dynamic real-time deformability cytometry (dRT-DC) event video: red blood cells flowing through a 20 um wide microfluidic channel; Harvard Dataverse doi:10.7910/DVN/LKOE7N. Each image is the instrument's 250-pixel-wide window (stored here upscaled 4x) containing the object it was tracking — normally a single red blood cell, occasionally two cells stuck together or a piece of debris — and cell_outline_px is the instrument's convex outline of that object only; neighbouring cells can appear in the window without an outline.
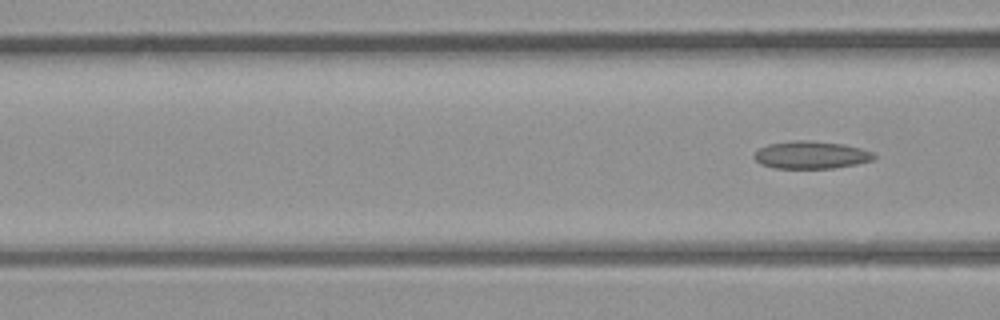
{"species": "common noctule bat (a hibernating species)", "species_latin": "Nyctalus noctula", "temperature_condition": "room temperature", "stored_images_in_passage": 5, "camera_frame_rate_fps": 3000, "um_per_image_px": 0.085, "animal": {"sex": "male", "body_mass_g": 23.1, "forearm_length_mm": 52.7}, "frame": {"image": 1, "passage_image": 5, "time_ms": 5.333, "image_size_px": [1000, 320], "cell_outline_px": [[876, 156], [872, 160], [856, 164], [832, 168], [772, 168], [760, 164], [752, 156], [760, 148], [768, 144], [792, 140], [812, 140], [844, 144], [860, 148], [872, 152]], "centroid_in_image_um": [68.91, 13.16], "position_along_channel_um": 97.7, "area_um2": 19.31}}